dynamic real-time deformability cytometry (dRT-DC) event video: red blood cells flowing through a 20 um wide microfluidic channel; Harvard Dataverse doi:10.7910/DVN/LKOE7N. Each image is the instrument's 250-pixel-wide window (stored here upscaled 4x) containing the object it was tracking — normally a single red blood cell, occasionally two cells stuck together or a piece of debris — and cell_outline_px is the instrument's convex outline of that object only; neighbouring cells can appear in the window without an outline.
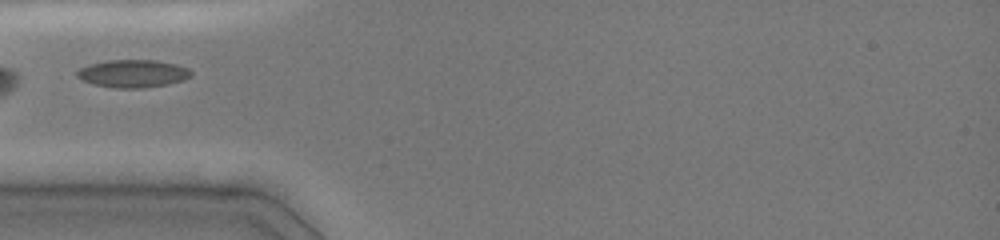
{"species": "common noctule bat (a hibernating species)", "species_latin": "Nyctalus noctula", "temperature_condition": "cold", "stored_images_in_passage": 26, "camera_frame_rate_fps": 3000, "um_per_image_px": 0.085, "animal": {"sex": "female", "body_mass_g": 19.0, "forearm_length_mm": 51.5}, "frame": {"image": 1, "passage_image": 1, "time_ms": 0.0, "image_size_px": [1000, 240], "cell_outline_px": [[192, 76], [168, 84], [140, 88], [116, 88], [96, 84], [84, 80], [76, 76], [76, 72], [80, 68], [88, 64], [108, 60], [156, 60], [176, 64], [188, 68], [192, 72]], "centroid_in_image_um": [11.3, 6.24], "position_along_channel_um": 73.7, "area_um2": 18.26}}
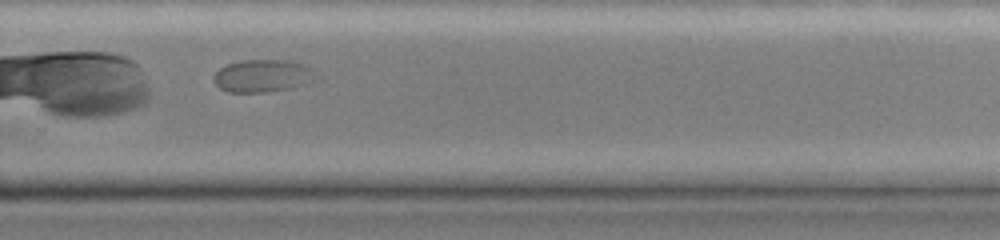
{"frame": {"image": 2, "passage_image": 19, "time_ms": 6.0, "image_size_px": [1000, 240], "cell_outline_px": [[320, 80], [292, 88], [268, 92], [228, 92], [220, 88], [212, 80], [212, 76], [220, 68], [228, 64], [240, 60], [284, 60], [304, 64], [312, 68], [320, 76]], "centroid_in_image_um": [22.4, 6.45], "position_along_channel_um": 307.4, "area_um2": 19.88}}
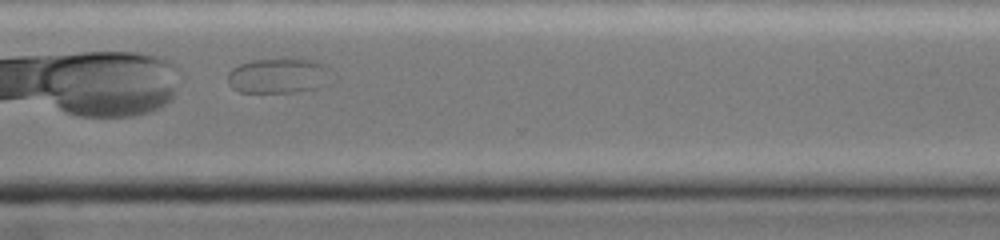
{"frame": {"image": 3, "passage_image": 22, "time_ms": 7.0, "image_size_px": [1000, 240], "cell_outline_px": [[336, 80], [332, 84], [320, 88], [296, 92], [240, 92], [232, 88], [228, 84], [228, 72], [232, 68], [240, 64], [252, 60], [320, 60], [328, 68]], "centroid_in_image_um": [23.78, 6.47], "position_along_channel_um": 346.8, "area_um2": 21.68}}